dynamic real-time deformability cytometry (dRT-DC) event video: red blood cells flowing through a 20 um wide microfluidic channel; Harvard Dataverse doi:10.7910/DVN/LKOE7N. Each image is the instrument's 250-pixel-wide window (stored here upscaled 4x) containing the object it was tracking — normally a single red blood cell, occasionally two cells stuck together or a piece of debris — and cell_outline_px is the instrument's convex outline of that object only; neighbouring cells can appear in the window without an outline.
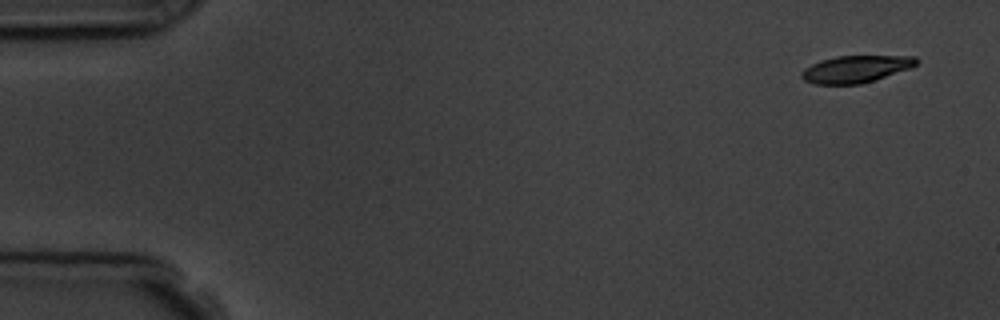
{"species": "common noctule bat (a hibernating species)", "species_latin": "Nyctalus noctula", "temperature_condition": "room temperature", "stored_images_in_passage": 5, "camera_frame_rate_fps": 3000, "um_per_image_px": 0.085, "animal": {"sex": "male", "body_mass_g": 19.5, "forearm_length_mm": 54.6}, "frame": {"image": 1, "passage_image": 1, "time_ms": 0.0, "image_size_px": [1000, 320], "cell_outline_px": [[920, 60], [912, 68], [860, 84], [816, 84], [804, 80], [800, 76], [800, 72], [804, 68], [820, 60], [836, 56], [916, 56]], "centroid_in_image_um": [72.74, 5.86], "position_along_channel_um": 12.3, "area_um2": 18.15}}
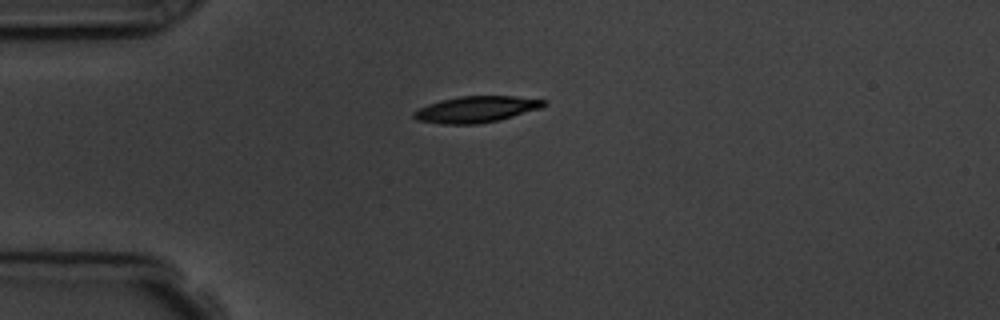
{"frame": {"image": 2, "passage_image": 4, "time_ms": 3.667, "image_size_px": [1000, 320], "cell_outline_px": [[548, 104], [540, 108], [500, 120], [476, 124], [440, 124], [416, 120], [412, 116], [412, 112], [428, 104], [440, 100], [460, 96], [516, 96], [548, 100]], "centroid_in_image_um": [40.48, 9.29], "position_along_channel_um": 44.5, "area_um2": 20.06}}